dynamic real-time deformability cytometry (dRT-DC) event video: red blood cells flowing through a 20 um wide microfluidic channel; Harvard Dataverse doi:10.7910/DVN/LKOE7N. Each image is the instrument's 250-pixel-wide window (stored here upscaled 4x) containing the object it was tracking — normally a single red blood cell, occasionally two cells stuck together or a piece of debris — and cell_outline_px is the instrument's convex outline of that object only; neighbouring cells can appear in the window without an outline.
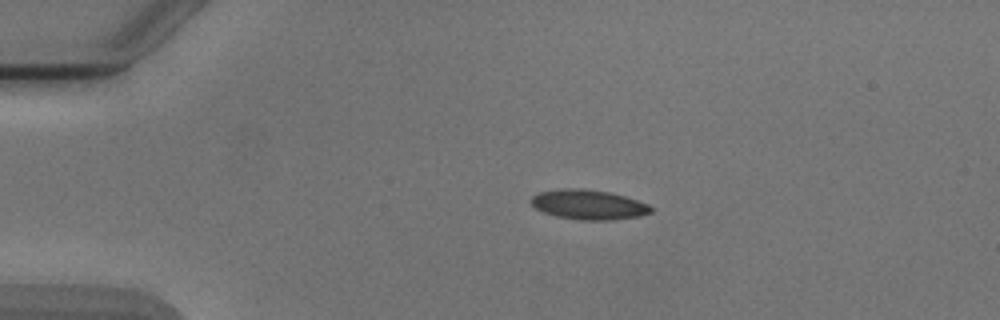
{"species": "Egyptian fruit bat (a non-hibernating species)", "species_latin": "Rousettus aegyptiacus", "temperature_condition": "cold", "stored_images_in_passage": 3, "camera_frame_rate_fps": 3000, "um_per_image_px": 0.085, "animal": {"sex": "male"}, "frame": {"image": 1, "passage_image": 1, "time_ms": 0.0, "image_size_px": [1000, 320], "cell_outline_px": [[656, 208], [652, 212], [640, 216], [612, 220], [580, 220], [556, 216], [544, 212], [536, 208], [532, 204], [532, 196], [540, 192], [564, 188], [580, 188], [608, 192], [624, 196], [648, 204]], "centroid_in_image_um": [50.07, 17.4], "position_along_channel_um": 34.9, "area_um2": 20.69}}
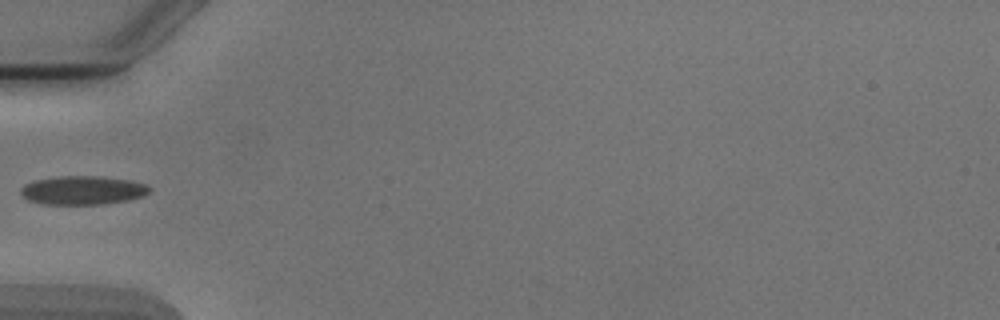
{"frame": {"image": 2, "passage_image": 3, "time_ms": 2.333, "image_size_px": [1000, 320], "cell_outline_px": [[152, 188], [144, 196], [128, 200], [104, 204], [40, 204], [28, 200], [20, 192], [20, 188], [24, 184], [36, 180], [60, 176], [96, 176], [128, 180], [144, 184]], "centroid_in_image_um": [7.01, 16.18], "position_along_channel_um": 78.0, "area_um2": 21.44}}